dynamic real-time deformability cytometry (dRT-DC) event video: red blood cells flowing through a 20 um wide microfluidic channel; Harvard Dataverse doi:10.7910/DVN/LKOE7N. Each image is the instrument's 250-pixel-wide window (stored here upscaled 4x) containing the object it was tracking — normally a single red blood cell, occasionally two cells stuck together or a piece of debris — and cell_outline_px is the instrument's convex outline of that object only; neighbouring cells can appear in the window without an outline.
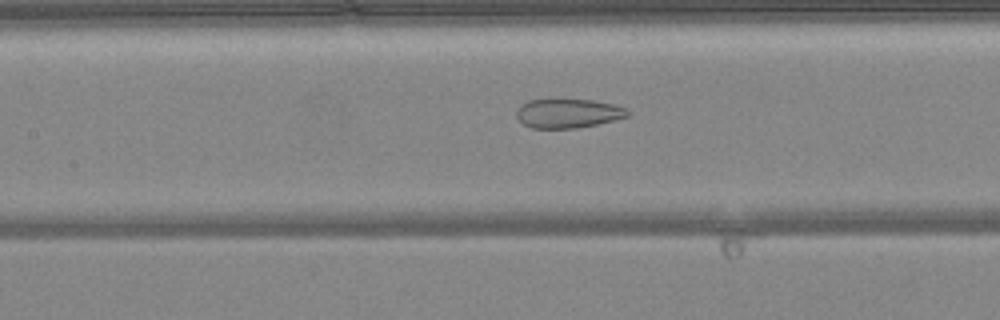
{"species": "common noctule bat (a hibernating species)", "species_latin": "Nyctalus noctula", "temperature_condition": "warm", "stored_images_in_passage": 50, "camera_frame_rate_fps": 3000, "um_per_image_px": 0.085, "animal": {"sex": "female", "body_mass_g": 24.6, "forearm_length_mm": 56.2}, "frame": {"image": 1, "passage_image": 23, "time_ms": 7.333, "image_size_px": [1000, 320], "cell_outline_px": [[632, 112], [628, 116], [596, 124], [576, 128], [532, 128], [524, 124], [516, 116], [516, 108], [520, 104], [528, 100], [592, 100], [616, 104]], "centroid_in_image_um": [48.27, 9.63], "position_along_channel_um": 159.1, "area_um2": 18.79}}
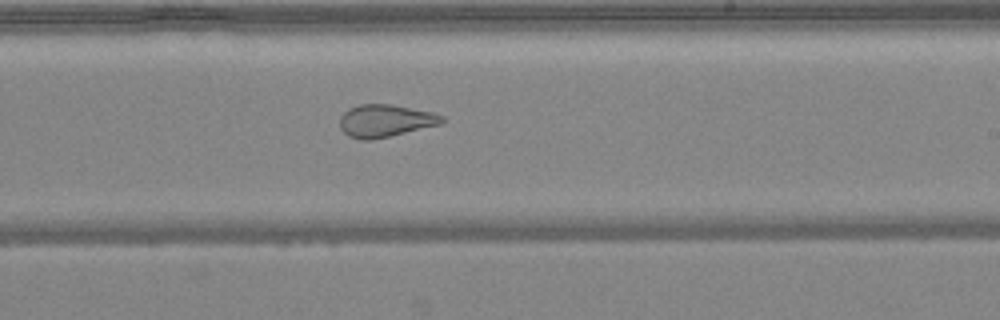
{"frame": {"image": 2, "passage_image": 30, "time_ms": 9.667, "image_size_px": [1000, 320], "cell_outline_px": [[444, 124], [372, 140], [360, 140], [348, 136], [340, 128], [340, 116], [348, 108], [360, 104], [388, 104], [432, 112], [444, 116]], "centroid_in_image_um": [32.75, 10.27], "position_along_channel_um": 256.2, "area_um2": 19.48}}
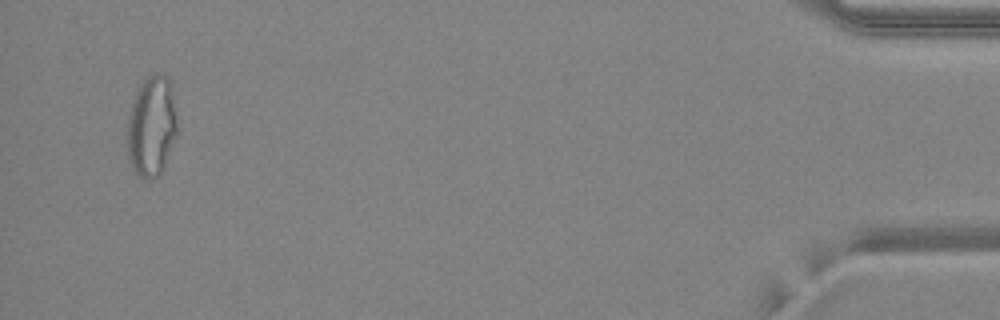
{"frame": {"image": 3, "passage_image": 48, "time_ms": 15.667, "image_size_px": [1000, 320], "cell_outline_px": [[180, 128], [164, 168], [152, 180], [144, 180], [136, 172], [128, 156], [128, 116], [136, 92], [140, 84], [148, 76], [156, 72], [168, 76], [172, 84]], "centroid_in_image_um": [12.96, 10.7], "position_along_channel_um": 422.2, "area_um2": 29.94}, "authors_computed_cell_mechanics": {"area_um2": 26.1256, "velocity_mm_per_s": 4.1721, "shape_relaxation_time_tau1_ms": null, "shape_relaxation_time_tau2_ms": 1.3383, "deformation_change_tau1": null, "deformation_change_tau2": 0.0917}}